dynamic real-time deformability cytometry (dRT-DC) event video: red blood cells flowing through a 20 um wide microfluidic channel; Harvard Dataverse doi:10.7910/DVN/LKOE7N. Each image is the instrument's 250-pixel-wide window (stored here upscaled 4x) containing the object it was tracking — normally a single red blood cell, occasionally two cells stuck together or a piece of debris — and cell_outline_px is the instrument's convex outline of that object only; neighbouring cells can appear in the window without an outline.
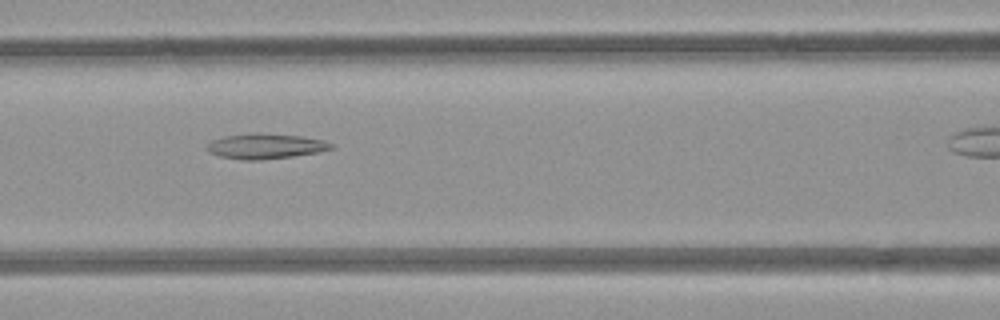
{"species": "common noctule bat (a hibernating species)", "species_latin": "Nyctalus noctula", "temperature_condition": "room temperature", "stored_images_in_passage": 8, "camera_frame_rate_fps": 3000, "um_per_image_px": 0.085, "animal": {"sex": "female", "body_mass_g": 21.9}, "frame": {"image": 1, "passage_image": 4, "time_ms": 4.333, "image_size_px": [1000, 320], "cell_outline_px": [[336, 148], [320, 152], [292, 156], [260, 160], [244, 160], [220, 156], [208, 152], [208, 144], [212, 140], [224, 136], [256, 132], [300, 136], [324, 140], [332, 144]], "centroid_in_image_um": [22.6, 12.42], "position_along_channel_um": 144.0, "area_um2": 18.26}}
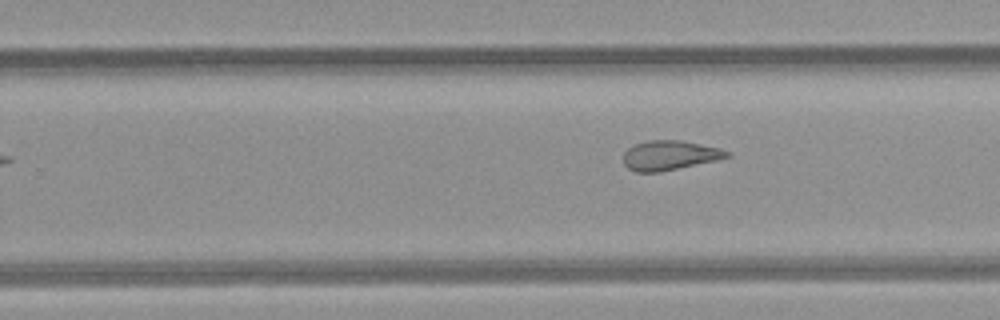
{"frame": {"image": 2, "passage_image": 8, "time_ms": 9.0, "image_size_px": [1000, 320], "cell_outline_px": [[732, 156], [716, 160], [660, 172], [636, 172], [628, 168], [624, 164], [624, 152], [628, 148], [636, 144], [648, 140], [680, 140], [720, 148], [732, 152]], "centroid_in_image_um": [56.94, 13.2], "position_along_channel_um": 272.9, "area_um2": 17.8}}